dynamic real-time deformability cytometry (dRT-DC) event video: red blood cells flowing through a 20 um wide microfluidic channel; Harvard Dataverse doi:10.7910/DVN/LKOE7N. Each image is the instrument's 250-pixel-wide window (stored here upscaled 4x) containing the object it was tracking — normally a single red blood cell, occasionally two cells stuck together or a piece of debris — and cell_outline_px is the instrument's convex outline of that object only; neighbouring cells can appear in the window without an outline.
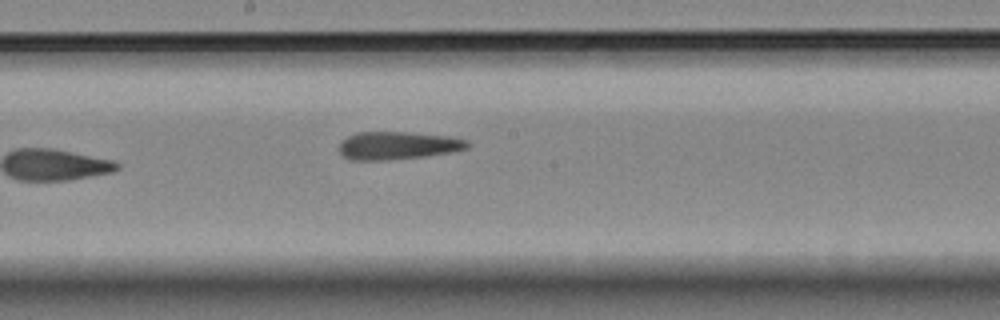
{"species": "Egyptian fruit bat (a non-hibernating species)", "species_latin": "Rousettus aegyptiacus", "temperature_condition": "room temperature", "stored_images_in_passage": 6, "camera_frame_rate_fps": 3000, "um_per_image_px": 0.085, "animal": {"sex": "female"}, "frame": {"image": 1, "passage_image": 6, "time_ms": 6.667, "image_size_px": [1000, 320], "cell_outline_px": [[468, 148], [452, 152], [424, 156], [388, 160], [352, 160], [344, 156], [340, 152], [340, 140], [356, 132], [408, 132], [448, 136], [468, 140]], "centroid_in_image_um": [33.79, 12.36], "position_along_channel_um": 214.4, "area_um2": 20.81}}